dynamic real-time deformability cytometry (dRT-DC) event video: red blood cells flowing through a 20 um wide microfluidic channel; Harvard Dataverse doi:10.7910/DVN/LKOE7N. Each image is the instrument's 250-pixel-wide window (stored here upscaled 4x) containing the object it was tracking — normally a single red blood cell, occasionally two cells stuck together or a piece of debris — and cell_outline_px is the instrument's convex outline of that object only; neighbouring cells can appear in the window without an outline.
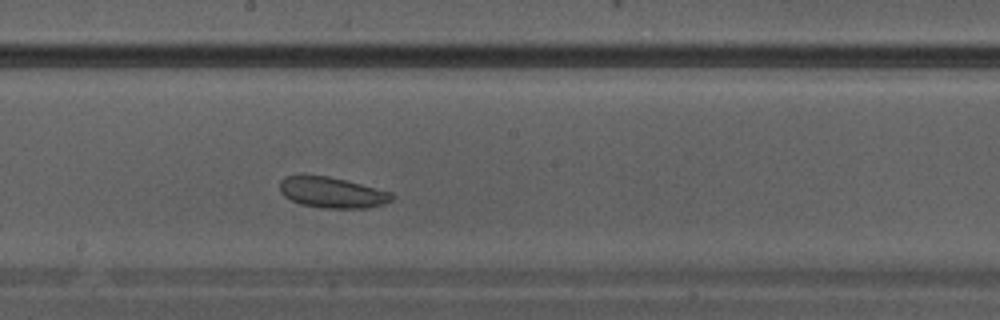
{"species": "Egyptian fruit bat (a non-hibernating species)", "species_latin": "Rousettus aegyptiacus", "temperature_condition": "warm", "stored_images_in_passage": 10, "camera_frame_rate_fps": 3000, "um_per_image_px": 0.085, "animal": {"sex": "male"}, "frame": {"image": 1, "passage_image": 10, "time_ms": 3.0, "image_size_px": [1000, 320], "cell_outline_px": [[396, 196], [392, 200], [384, 204], [368, 208], [320, 208], [300, 204], [284, 196], [280, 192], [280, 180], [284, 176], [300, 172], [328, 176], [348, 180], [392, 192]], "centroid_in_image_um": [28.19, 16.32], "position_along_channel_um": 220.0, "area_um2": 20.92}}